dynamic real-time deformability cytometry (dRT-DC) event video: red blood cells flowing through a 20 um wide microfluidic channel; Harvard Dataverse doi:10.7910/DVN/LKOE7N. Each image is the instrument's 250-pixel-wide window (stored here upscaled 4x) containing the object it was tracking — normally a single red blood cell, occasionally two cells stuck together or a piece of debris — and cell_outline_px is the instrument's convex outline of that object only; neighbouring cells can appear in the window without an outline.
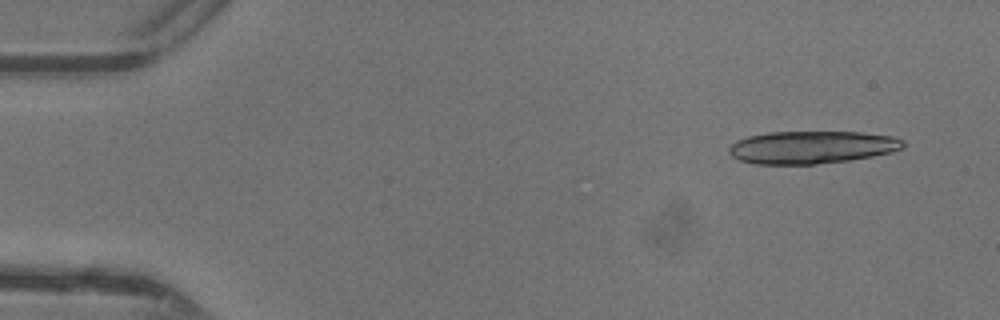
{"species": "common noctule bat (a hibernating species)", "species_latin": "Nyctalus noctula", "temperature_condition": "warm", "stored_images_in_passage": 16, "camera_frame_rate_fps": 3000, "um_per_image_px": 0.085, "animal": {"sex": "female"}, "frame": {"image": 1, "passage_image": 4, "time_ms": 1.0, "image_size_px": [1000, 320], "cell_outline_px": [[904, 144], [900, 148], [892, 152], [872, 156], [848, 160], [812, 164], [756, 164], [740, 160], [732, 156], [728, 152], [728, 148], [736, 140], [748, 136], [768, 132], [860, 132], [892, 136], [904, 140]], "centroid_in_image_um": [68.97, 12.51], "position_along_channel_um": 16.0, "area_um2": 33.0}}